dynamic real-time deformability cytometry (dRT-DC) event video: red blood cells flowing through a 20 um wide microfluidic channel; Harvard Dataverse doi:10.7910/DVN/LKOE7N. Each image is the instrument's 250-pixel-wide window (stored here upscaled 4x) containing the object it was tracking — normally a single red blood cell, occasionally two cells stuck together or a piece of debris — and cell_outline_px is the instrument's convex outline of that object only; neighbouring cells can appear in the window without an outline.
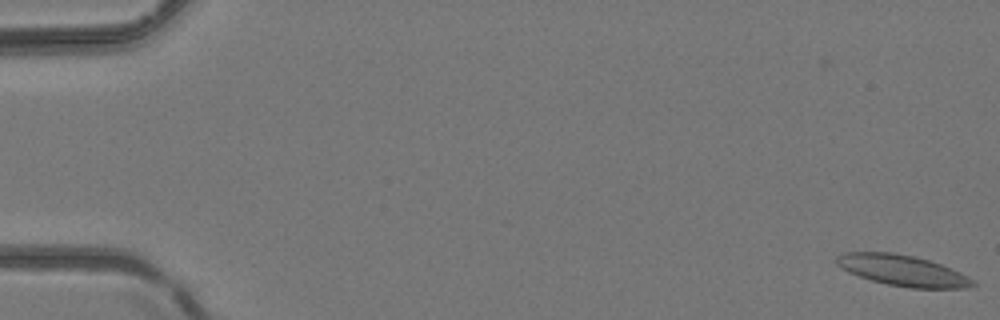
{"species": "common noctule bat (a hibernating species)", "species_latin": "Nyctalus noctula", "temperature_condition": "room temperature", "stored_images_in_passage": 5, "camera_frame_rate_fps": 3000, "um_per_image_px": 0.085, "animal": {"sex": "female", "body_mass_g": 24.6, "forearm_length_mm": 56.2}, "frame": {"image": 1, "passage_image": 1, "time_ms": 0.0, "image_size_px": [1000, 320], "cell_outline_px": [[976, 284], [964, 288], [908, 288], [888, 284], [872, 280], [848, 272], [840, 268], [836, 264], [836, 256], [840, 252], [892, 252], [916, 256], [952, 268], [976, 280]], "centroid_in_image_um": [76.71, 22.98], "position_along_channel_um": 8.3, "area_um2": 24.68}}
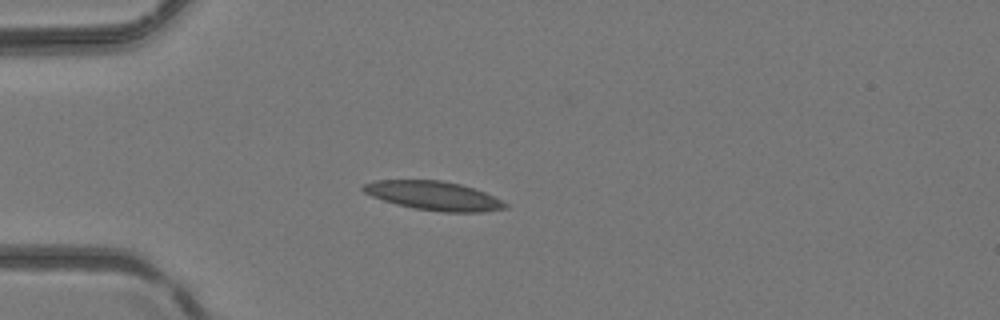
{"frame": {"image": 2, "passage_image": 4, "time_ms": 1.0, "image_size_px": [1000, 320], "cell_outline_px": [[508, 208], [484, 212], [444, 212], [416, 208], [396, 204], [372, 196], [364, 192], [360, 188], [364, 184], [376, 180], [440, 180], [460, 184], [484, 192], [508, 204]], "centroid_in_image_um": [36.86, 16.64], "position_along_channel_um": 48.1, "area_um2": 23.7}}